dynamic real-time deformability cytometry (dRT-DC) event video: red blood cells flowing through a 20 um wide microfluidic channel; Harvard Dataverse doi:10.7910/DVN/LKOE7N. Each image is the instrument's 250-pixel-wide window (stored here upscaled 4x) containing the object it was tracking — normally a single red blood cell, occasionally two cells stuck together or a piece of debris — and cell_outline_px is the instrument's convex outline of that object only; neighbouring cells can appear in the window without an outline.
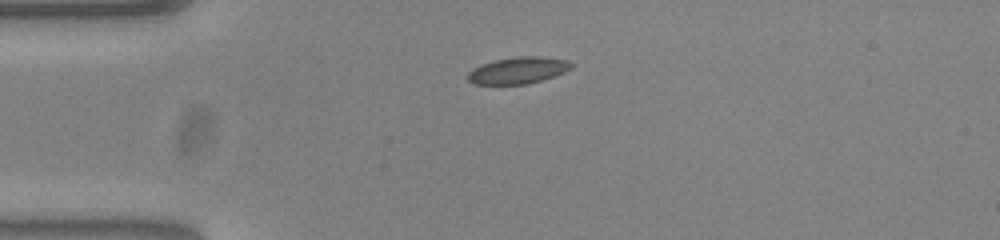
{"species": "common noctule bat (a hibernating species)", "species_latin": "Nyctalus noctula", "temperature_condition": "warm", "stored_images_in_passage": 42, "camera_frame_rate_fps": 3000, "um_per_image_px": 0.085, "animal": {"sex": "female", "body_mass_g": 23.0, "forearm_length_mm": 53.4}, "frame": {"image": 1, "passage_image": 1, "time_ms": 0.0, "image_size_px": [1000, 240], "cell_outline_px": [[576, 64], [572, 68], [564, 72], [528, 84], [472, 84], [468, 80], [468, 72], [472, 68], [480, 64], [492, 60], [516, 56], [540, 56], [568, 60]], "centroid_in_image_um": [44.03, 5.96], "position_along_channel_um": 41.0, "area_um2": 16.3}}
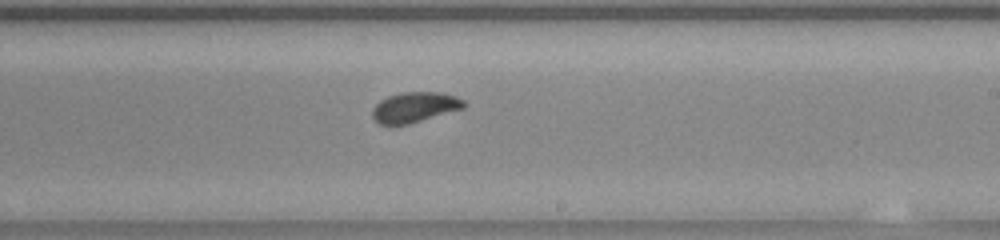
{"frame": {"image": 2, "passage_image": 20, "time_ms": 6.333, "image_size_px": [1000, 240], "cell_outline_px": [[464, 108], [408, 124], [380, 124], [372, 116], [372, 108], [380, 100], [388, 96], [400, 92], [444, 92], [456, 96], [464, 100]], "centroid_in_image_um": [35.25, 9.09], "position_along_channel_um": 253.8, "area_um2": 16.07}}
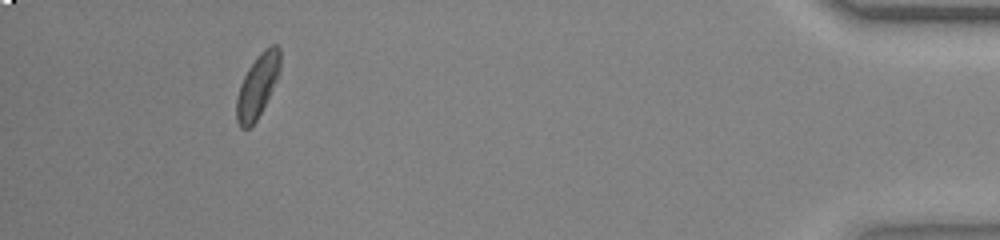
{"frame": {"image": 3, "passage_image": 38, "time_ms": 12.333, "image_size_px": [1000, 240], "cell_outline_px": [[280, 68], [276, 80], [256, 120], [248, 128], [240, 128], [236, 120], [236, 96], [240, 84], [248, 68], [256, 56], [264, 48], [272, 44], [276, 44], [280, 48]], "centroid_in_image_um": [21.86, 7.26], "position_along_channel_um": 413.3, "area_um2": 15.9}, "authors_computed_cell_mechanics": {"area_um2": 16.0684, "velocity_mm_per_s": 3.7669, "shape_relaxation_time_tau1_ms": 4.9291, "shape_relaxation_time_tau2_ms": null, "deformation_change_tau1": 0.1449, "deformation_change_tau2": null}}